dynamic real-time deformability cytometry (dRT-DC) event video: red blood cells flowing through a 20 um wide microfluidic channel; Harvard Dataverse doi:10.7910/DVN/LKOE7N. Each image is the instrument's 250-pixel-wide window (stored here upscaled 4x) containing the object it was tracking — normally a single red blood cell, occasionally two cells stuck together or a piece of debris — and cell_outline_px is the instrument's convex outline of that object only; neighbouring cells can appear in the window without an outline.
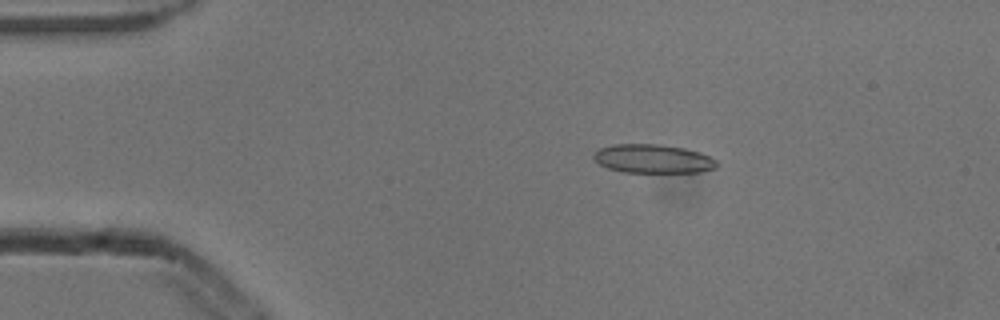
{"species": "common noctule bat (a hibernating species)", "species_latin": "Nyctalus noctula", "temperature_condition": "cold", "stored_images_in_passage": 6, "camera_frame_rate_fps": 3000, "um_per_image_px": 0.085, "animal": {"sex": "male", "body_mass_g": 13.3}, "frame": {"image": 1, "passage_image": 3, "time_ms": 0.667, "image_size_px": [1000, 320], "cell_outline_px": [[720, 164], [716, 168], [700, 172], [624, 172], [608, 168], [600, 164], [592, 156], [600, 148], [612, 144], [660, 144], [684, 148], [700, 152], [716, 160]], "centroid_in_image_um": [55.54, 13.49], "position_along_channel_um": 29.5, "area_um2": 20.63}}
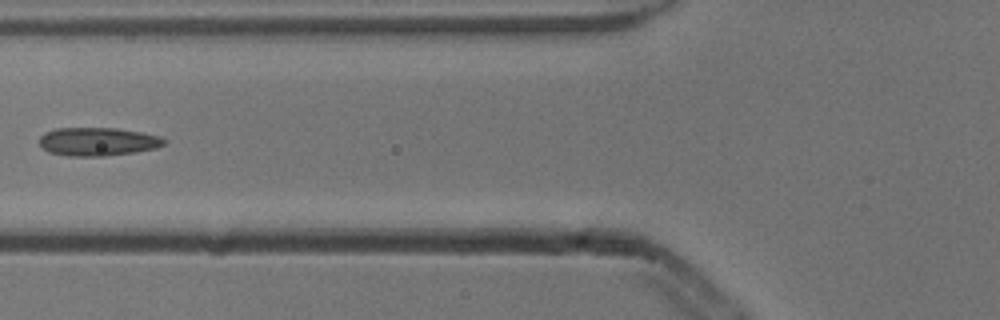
{"frame": {"image": 2, "passage_image": 5, "time_ms": 1.333, "image_size_px": [1000, 320], "cell_outline_px": [[164, 144], [156, 148], [136, 152], [104, 156], [68, 156], [48, 152], [40, 144], [40, 136], [44, 132], [56, 128], [116, 128], [140, 132], [160, 136], [164, 140]], "centroid_in_image_um": [8.28, 12.04], "position_along_channel_um": 117.5, "area_um2": 20.58}}
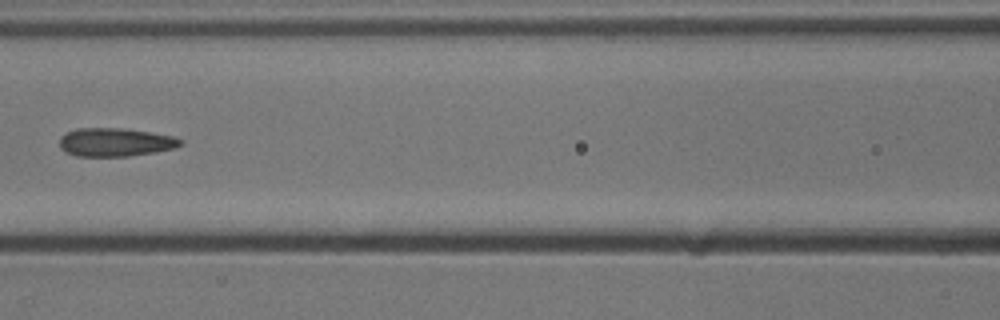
{"frame": {"image": 3, "passage_image": 6, "time_ms": 1.667, "image_size_px": [1000, 320], "cell_outline_px": [[184, 144], [176, 148], [156, 152], [128, 156], [76, 156], [64, 152], [60, 148], [60, 136], [76, 128], [120, 128], [148, 132], [172, 136], [184, 140]], "centroid_in_image_um": [9.81, 12.09], "position_along_channel_um": 156.8, "area_um2": 20.11}}